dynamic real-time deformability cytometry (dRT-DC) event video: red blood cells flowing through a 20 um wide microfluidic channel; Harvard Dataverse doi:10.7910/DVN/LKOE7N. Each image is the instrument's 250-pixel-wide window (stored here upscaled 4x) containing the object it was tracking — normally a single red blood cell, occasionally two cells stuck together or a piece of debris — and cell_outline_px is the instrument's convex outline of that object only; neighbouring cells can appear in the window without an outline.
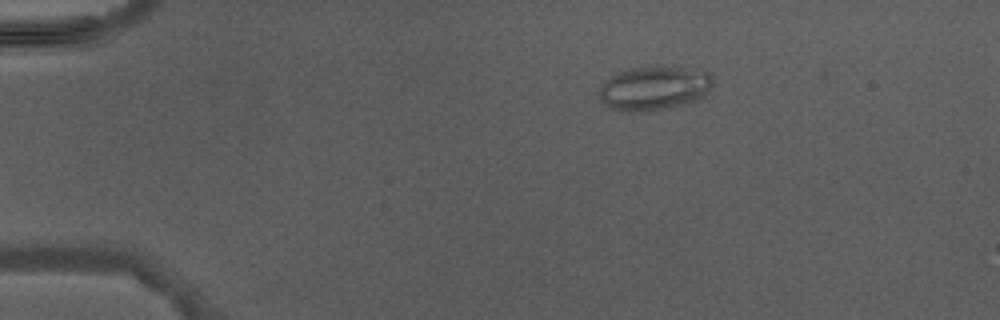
{"species": "Egyptian fruit bat (a non-hibernating species)", "species_latin": "Rousettus aegyptiacus", "temperature_condition": "warm", "stored_images_in_passage": 3, "camera_frame_rate_fps": 3000, "um_per_image_px": 0.085, "animal": {"sex": "male"}, "frame": {"image": 1, "passage_image": 1, "time_ms": 0.0, "image_size_px": [1000, 320], "cell_outline_px": [[712, 88], [700, 100], [688, 104], [648, 112], [632, 112], [612, 108], [604, 104], [596, 92], [600, 84], [604, 80], [628, 68], [700, 68], [712, 72]], "centroid_in_image_um": [55.64, 7.52], "position_along_channel_um": 29.4, "area_um2": 29.65}}
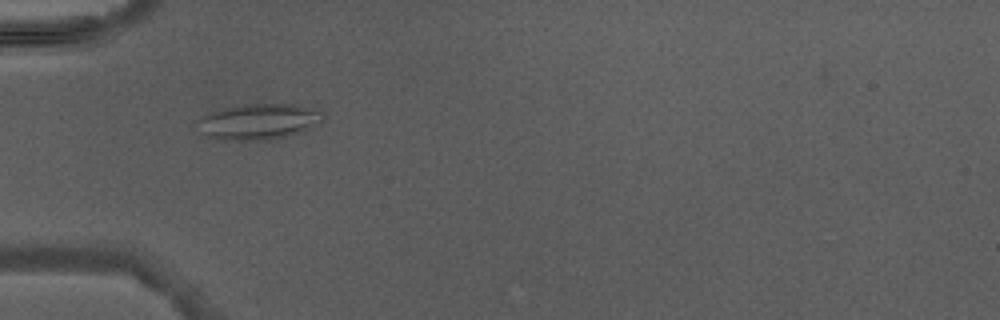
{"frame": {"image": 2, "passage_image": 3, "time_ms": 2.333, "image_size_px": [1000, 320], "cell_outline_px": [[324, 120], [304, 132], [288, 136], [264, 140], [232, 140], [208, 136], [192, 124], [200, 116], [208, 112], [224, 108], [244, 104], [292, 104], [324, 112]], "centroid_in_image_um": [21.96, 10.33], "position_along_channel_um": 63.0, "area_um2": 26.36}}